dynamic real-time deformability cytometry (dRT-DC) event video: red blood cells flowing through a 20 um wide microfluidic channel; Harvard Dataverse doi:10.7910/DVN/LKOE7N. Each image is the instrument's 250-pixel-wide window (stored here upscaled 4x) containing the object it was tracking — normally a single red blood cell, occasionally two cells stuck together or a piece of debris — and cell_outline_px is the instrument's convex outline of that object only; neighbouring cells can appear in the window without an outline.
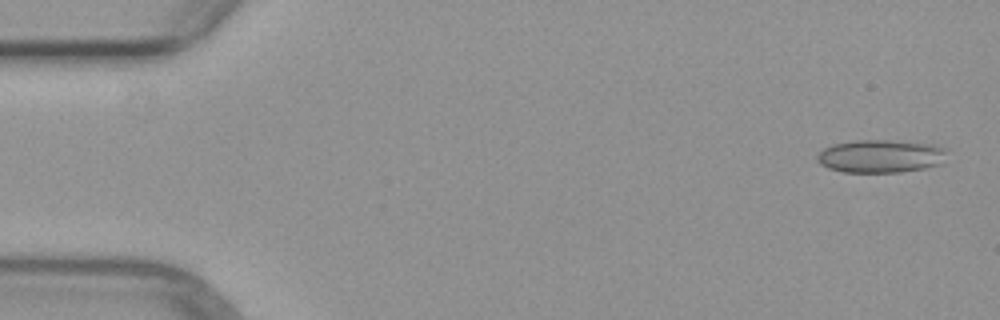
{"species": "common noctule bat (a hibernating species)", "species_latin": "Nyctalus noctula", "temperature_condition": "warm", "stored_images_in_passage": 4, "camera_frame_rate_fps": 3000, "um_per_image_px": 0.085, "animal": {"sex": "female", "body_mass_g": 29.2, "forearm_length_mm": 56.3}, "frame": {"image": 1, "passage_image": 1, "time_ms": 0.0, "image_size_px": [1000, 320], "cell_outline_px": [[944, 152], [940, 164], [924, 168], [900, 172], [844, 172], [828, 168], [820, 164], [816, 160], [816, 156], [824, 148], [832, 144], [852, 140], [888, 140], [932, 144], [944, 148]], "centroid_in_image_um": [74.77, 13.27], "position_along_channel_um": 10.2, "area_um2": 24.8}}